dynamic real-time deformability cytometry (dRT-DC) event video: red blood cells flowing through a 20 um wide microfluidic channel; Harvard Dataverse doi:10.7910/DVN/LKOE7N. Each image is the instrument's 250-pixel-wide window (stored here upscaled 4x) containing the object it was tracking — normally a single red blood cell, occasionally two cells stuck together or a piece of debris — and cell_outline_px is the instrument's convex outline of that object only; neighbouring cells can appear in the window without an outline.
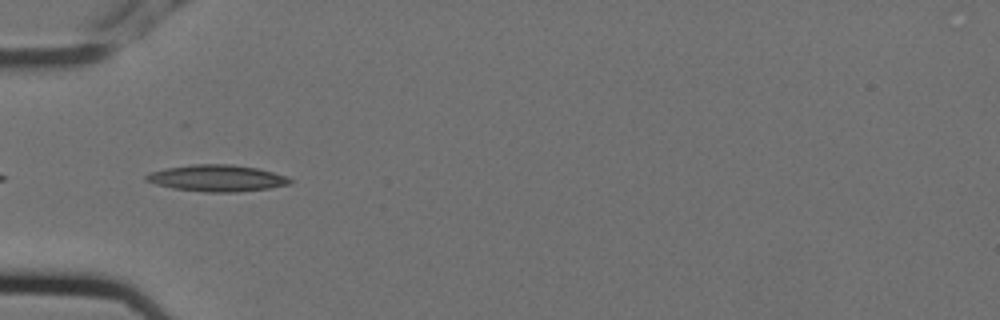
{"species": "Egyptian fruit bat (a non-hibernating species)", "species_latin": "Rousettus aegyptiacus", "temperature_condition": "cold", "stored_images_in_passage": 8, "camera_frame_rate_fps": 3000, "um_per_image_px": 0.085, "animal": {"sex": "female"}, "frame": {"image": 1, "passage_image": 4, "time_ms": 1.0, "image_size_px": [1000, 320], "cell_outline_px": [[292, 184], [268, 188], [236, 192], [204, 192], [172, 188], [156, 184], [144, 180], [144, 176], [152, 172], [164, 168], [192, 164], [232, 164], [256, 168], [288, 176], [292, 180]], "centroid_in_image_um": [18.44, 15.14], "position_along_channel_um": 66.6, "area_um2": 22.31}}
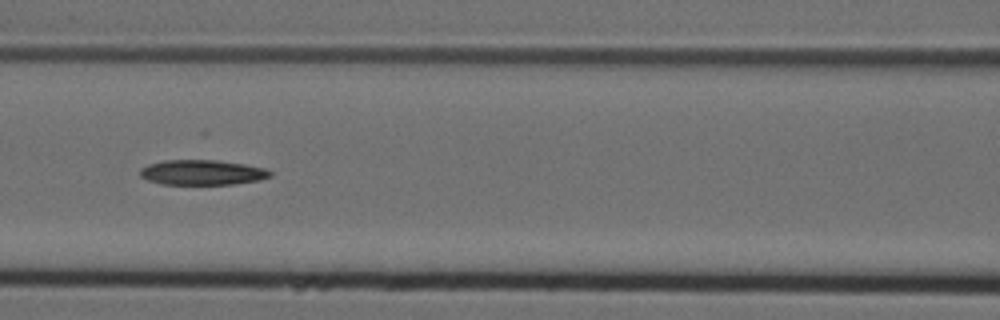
{"frame": {"image": 2, "passage_image": 6, "time_ms": 1.667, "image_size_px": [1000, 320], "cell_outline_px": [[272, 176], [260, 180], [232, 184], [160, 184], [148, 180], [140, 176], [140, 168], [148, 164], [164, 160], [216, 160], [244, 164], [264, 168], [272, 172]], "centroid_in_image_um": [17.17, 14.65], "position_along_channel_um": 149.4, "area_um2": 19.02}}
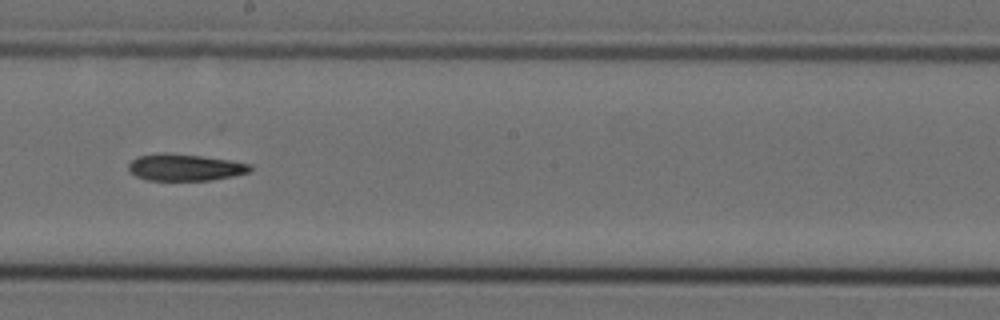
{"frame": {"image": 3, "passage_image": 8, "time_ms": 2.333, "image_size_px": [1000, 320], "cell_outline_px": [[252, 172], [212, 180], [148, 180], [136, 176], [128, 172], [128, 164], [132, 160], [140, 156], [164, 152], [200, 156], [228, 160], [252, 164]], "centroid_in_image_um": [15.73, 14.23], "position_along_channel_um": 232.5, "area_um2": 18.96}}